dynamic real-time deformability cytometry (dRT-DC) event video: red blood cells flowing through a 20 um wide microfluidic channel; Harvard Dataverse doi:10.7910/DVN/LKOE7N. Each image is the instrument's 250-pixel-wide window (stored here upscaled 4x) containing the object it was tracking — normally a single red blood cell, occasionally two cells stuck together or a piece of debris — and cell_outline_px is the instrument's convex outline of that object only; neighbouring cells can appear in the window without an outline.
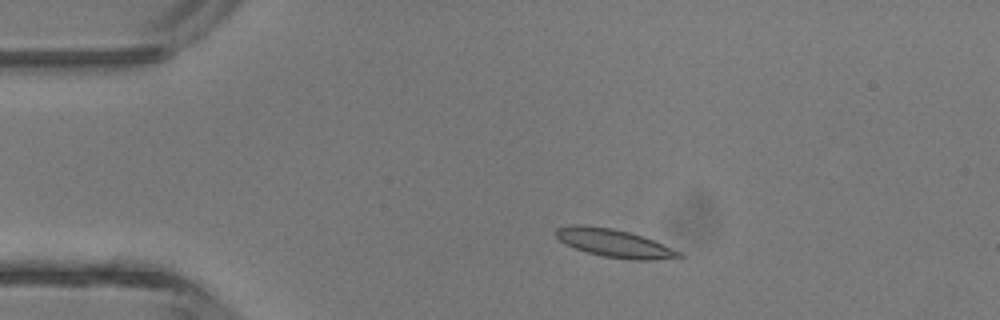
{"species": "common noctule bat (a hibernating species)", "species_latin": "Nyctalus noctula", "temperature_condition": "room temperature", "stored_images_in_passage": 4, "camera_frame_rate_fps": 3000, "um_per_image_px": 0.085, "animal": {"sex": "male", "body_mass_g": 13.3}, "frame": {"image": 1, "passage_image": 2, "time_ms": 1.0, "image_size_px": [1000, 320], "cell_outline_px": [[684, 256], [680, 260], [632, 260], [604, 256], [588, 252], [564, 244], [556, 236], [556, 228], [576, 224], [580, 224], [612, 228], [644, 236], [680, 252]], "centroid_in_image_um": [52.28, 20.69], "position_along_channel_um": 32.7, "area_um2": 20.23}}